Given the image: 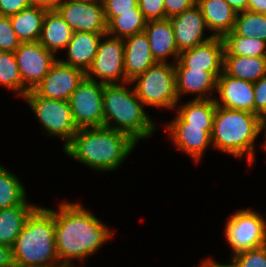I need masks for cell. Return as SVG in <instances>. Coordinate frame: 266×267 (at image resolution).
<instances>
[{"label":"cell","instance_id":"obj_12","mask_svg":"<svg viewBox=\"0 0 266 267\" xmlns=\"http://www.w3.org/2000/svg\"><path fill=\"white\" fill-rule=\"evenodd\" d=\"M56 10L73 32H107V23L101 0H61Z\"/></svg>","mask_w":266,"mask_h":267},{"label":"cell","instance_id":"obj_37","mask_svg":"<svg viewBox=\"0 0 266 267\" xmlns=\"http://www.w3.org/2000/svg\"><path fill=\"white\" fill-rule=\"evenodd\" d=\"M254 85V114L259 117L266 115V76L253 83Z\"/></svg>","mask_w":266,"mask_h":267},{"label":"cell","instance_id":"obj_16","mask_svg":"<svg viewBox=\"0 0 266 267\" xmlns=\"http://www.w3.org/2000/svg\"><path fill=\"white\" fill-rule=\"evenodd\" d=\"M216 92L220 97V100L214 97L217 106L254 113L253 82L231 77L223 71L217 78Z\"/></svg>","mask_w":266,"mask_h":267},{"label":"cell","instance_id":"obj_25","mask_svg":"<svg viewBox=\"0 0 266 267\" xmlns=\"http://www.w3.org/2000/svg\"><path fill=\"white\" fill-rule=\"evenodd\" d=\"M46 11V8L40 6H30L9 16L15 34L21 43L39 41Z\"/></svg>","mask_w":266,"mask_h":267},{"label":"cell","instance_id":"obj_10","mask_svg":"<svg viewBox=\"0 0 266 267\" xmlns=\"http://www.w3.org/2000/svg\"><path fill=\"white\" fill-rule=\"evenodd\" d=\"M104 35L98 44L97 54L91 67L87 70L86 78L96 81L94 76L100 78L104 85L121 84L120 80L129 83L124 69V42L122 38ZM93 75V76H92ZM119 82V83H118Z\"/></svg>","mask_w":266,"mask_h":267},{"label":"cell","instance_id":"obj_23","mask_svg":"<svg viewBox=\"0 0 266 267\" xmlns=\"http://www.w3.org/2000/svg\"><path fill=\"white\" fill-rule=\"evenodd\" d=\"M175 71L176 93L179 100L182 97L180 95L185 93L197 94L195 99H210L209 95L216 90L217 79L210 72L188 68H175Z\"/></svg>","mask_w":266,"mask_h":267},{"label":"cell","instance_id":"obj_21","mask_svg":"<svg viewBox=\"0 0 266 267\" xmlns=\"http://www.w3.org/2000/svg\"><path fill=\"white\" fill-rule=\"evenodd\" d=\"M196 4L214 37H223L233 30L237 12L225 0H197Z\"/></svg>","mask_w":266,"mask_h":267},{"label":"cell","instance_id":"obj_5","mask_svg":"<svg viewBox=\"0 0 266 267\" xmlns=\"http://www.w3.org/2000/svg\"><path fill=\"white\" fill-rule=\"evenodd\" d=\"M124 84L104 85V126L128 134L134 141L150 137L155 130L153 122L134 88ZM115 123V125H114Z\"/></svg>","mask_w":266,"mask_h":267},{"label":"cell","instance_id":"obj_1","mask_svg":"<svg viewBox=\"0 0 266 267\" xmlns=\"http://www.w3.org/2000/svg\"><path fill=\"white\" fill-rule=\"evenodd\" d=\"M58 208L54 210L55 242L63 267H74L73 259L84 260L112 237L108 227L80 203L63 201Z\"/></svg>","mask_w":266,"mask_h":267},{"label":"cell","instance_id":"obj_18","mask_svg":"<svg viewBox=\"0 0 266 267\" xmlns=\"http://www.w3.org/2000/svg\"><path fill=\"white\" fill-rule=\"evenodd\" d=\"M123 42L125 75L130 82L157 62L152 56L149 39L145 32L128 36L123 39Z\"/></svg>","mask_w":266,"mask_h":267},{"label":"cell","instance_id":"obj_24","mask_svg":"<svg viewBox=\"0 0 266 267\" xmlns=\"http://www.w3.org/2000/svg\"><path fill=\"white\" fill-rule=\"evenodd\" d=\"M27 200L22 205L0 209V244L12 247L31 213L37 208Z\"/></svg>","mask_w":266,"mask_h":267},{"label":"cell","instance_id":"obj_41","mask_svg":"<svg viewBox=\"0 0 266 267\" xmlns=\"http://www.w3.org/2000/svg\"><path fill=\"white\" fill-rule=\"evenodd\" d=\"M247 11L266 14V0H248Z\"/></svg>","mask_w":266,"mask_h":267},{"label":"cell","instance_id":"obj_45","mask_svg":"<svg viewBox=\"0 0 266 267\" xmlns=\"http://www.w3.org/2000/svg\"><path fill=\"white\" fill-rule=\"evenodd\" d=\"M263 130L265 131L264 135H265V144L263 146V144L261 143L263 149L266 151V115L261 117V132H263Z\"/></svg>","mask_w":266,"mask_h":267},{"label":"cell","instance_id":"obj_14","mask_svg":"<svg viewBox=\"0 0 266 267\" xmlns=\"http://www.w3.org/2000/svg\"><path fill=\"white\" fill-rule=\"evenodd\" d=\"M224 43L222 37H213L203 44L179 53L175 68L210 72L216 79L223 72Z\"/></svg>","mask_w":266,"mask_h":267},{"label":"cell","instance_id":"obj_9","mask_svg":"<svg viewBox=\"0 0 266 267\" xmlns=\"http://www.w3.org/2000/svg\"><path fill=\"white\" fill-rule=\"evenodd\" d=\"M104 84L86 77L70 96L72 117L78 129L104 126Z\"/></svg>","mask_w":266,"mask_h":267},{"label":"cell","instance_id":"obj_30","mask_svg":"<svg viewBox=\"0 0 266 267\" xmlns=\"http://www.w3.org/2000/svg\"><path fill=\"white\" fill-rule=\"evenodd\" d=\"M26 200L19 178L0 164V209L22 205Z\"/></svg>","mask_w":266,"mask_h":267},{"label":"cell","instance_id":"obj_31","mask_svg":"<svg viewBox=\"0 0 266 267\" xmlns=\"http://www.w3.org/2000/svg\"><path fill=\"white\" fill-rule=\"evenodd\" d=\"M236 35L266 42V14L239 12L232 30Z\"/></svg>","mask_w":266,"mask_h":267},{"label":"cell","instance_id":"obj_34","mask_svg":"<svg viewBox=\"0 0 266 267\" xmlns=\"http://www.w3.org/2000/svg\"><path fill=\"white\" fill-rule=\"evenodd\" d=\"M21 44L9 16L0 15V51L14 52Z\"/></svg>","mask_w":266,"mask_h":267},{"label":"cell","instance_id":"obj_28","mask_svg":"<svg viewBox=\"0 0 266 267\" xmlns=\"http://www.w3.org/2000/svg\"><path fill=\"white\" fill-rule=\"evenodd\" d=\"M224 56L266 57V42L236 35L233 31L223 37Z\"/></svg>","mask_w":266,"mask_h":267},{"label":"cell","instance_id":"obj_40","mask_svg":"<svg viewBox=\"0 0 266 267\" xmlns=\"http://www.w3.org/2000/svg\"><path fill=\"white\" fill-rule=\"evenodd\" d=\"M0 267H15L12 248L0 244Z\"/></svg>","mask_w":266,"mask_h":267},{"label":"cell","instance_id":"obj_39","mask_svg":"<svg viewBox=\"0 0 266 267\" xmlns=\"http://www.w3.org/2000/svg\"><path fill=\"white\" fill-rule=\"evenodd\" d=\"M30 6L29 0H0V15L12 16Z\"/></svg>","mask_w":266,"mask_h":267},{"label":"cell","instance_id":"obj_11","mask_svg":"<svg viewBox=\"0 0 266 267\" xmlns=\"http://www.w3.org/2000/svg\"><path fill=\"white\" fill-rule=\"evenodd\" d=\"M14 54L24 84V96L35 89L58 59L39 42L21 43Z\"/></svg>","mask_w":266,"mask_h":267},{"label":"cell","instance_id":"obj_3","mask_svg":"<svg viewBox=\"0 0 266 267\" xmlns=\"http://www.w3.org/2000/svg\"><path fill=\"white\" fill-rule=\"evenodd\" d=\"M11 248L15 267H63L56 249L54 210L38 206Z\"/></svg>","mask_w":266,"mask_h":267},{"label":"cell","instance_id":"obj_42","mask_svg":"<svg viewBox=\"0 0 266 267\" xmlns=\"http://www.w3.org/2000/svg\"><path fill=\"white\" fill-rule=\"evenodd\" d=\"M61 0H29L31 6H40L47 10L56 9Z\"/></svg>","mask_w":266,"mask_h":267},{"label":"cell","instance_id":"obj_15","mask_svg":"<svg viewBox=\"0 0 266 267\" xmlns=\"http://www.w3.org/2000/svg\"><path fill=\"white\" fill-rule=\"evenodd\" d=\"M174 32L175 43L179 52L191 49L207 42L214 35L204 36L207 28L205 19L197 4L180 14L169 18ZM204 38V39H203Z\"/></svg>","mask_w":266,"mask_h":267},{"label":"cell","instance_id":"obj_32","mask_svg":"<svg viewBox=\"0 0 266 267\" xmlns=\"http://www.w3.org/2000/svg\"><path fill=\"white\" fill-rule=\"evenodd\" d=\"M0 84L24 98V84L14 52L0 51Z\"/></svg>","mask_w":266,"mask_h":267},{"label":"cell","instance_id":"obj_29","mask_svg":"<svg viewBox=\"0 0 266 267\" xmlns=\"http://www.w3.org/2000/svg\"><path fill=\"white\" fill-rule=\"evenodd\" d=\"M147 20L144 18L140 8H134V12L122 13L115 16L107 24L106 35L115 38H126L144 32Z\"/></svg>","mask_w":266,"mask_h":267},{"label":"cell","instance_id":"obj_17","mask_svg":"<svg viewBox=\"0 0 266 267\" xmlns=\"http://www.w3.org/2000/svg\"><path fill=\"white\" fill-rule=\"evenodd\" d=\"M167 130L177 148L190 155L196 162L199 161L209 145L213 146L209 132L204 131L203 127L188 126L178 114L166 125Z\"/></svg>","mask_w":266,"mask_h":267},{"label":"cell","instance_id":"obj_8","mask_svg":"<svg viewBox=\"0 0 266 267\" xmlns=\"http://www.w3.org/2000/svg\"><path fill=\"white\" fill-rule=\"evenodd\" d=\"M226 240L235 254L266 245V221L249 208L231 214L225 224Z\"/></svg>","mask_w":266,"mask_h":267},{"label":"cell","instance_id":"obj_35","mask_svg":"<svg viewBox=\"0 0 266 267\" xmlns=\"http://www.w3.org/2000/svg\"><path fill=\"white\" fill-rule=\"evenodd\" d=\"M103 4L104 16L108 24L115 16L122 13L134 12L138 6V0H101Z\"/></svg>","mask_w":266,"mask_h":267},{"label":"cell","instance_id":"obj_26","mask_svg":"<svg viewBox=\"0 0 266 267\" xmlns=\"http://www.w3.org/2000/svg\"><path fill=\"white\" fill-rule=\"evenodd\" d=\"M223 71L254 83L266 76V57L224 56Z\"/></svg>","mask_w":266,"mask_h":267},{"label":"cell","instance_id":"obj_22","mask_svg":"<svg viewBox=\"0 0 266 267\" xmlns=\"http://www.w3.org/2000/svg\"><path fill=\"white\" fill-rule=\"evenodd\" d=\"M73 31L56 9L46 11L39 43L53 54L66 49Z\"/></svg>","mask_w":266,"mask_h":267},{"label":"cell","instance_id":"obj_27","mask_svg":"<svg viewBox=\"0 0 266 267\" xmlns=\"http://www.w3.org/2000/svg\"><path fill=\"white\" fill-rule=\"evenodd\" d=\"M215 100L192 99L179 106L177 114L188 126L203 127L204 131L212 133L213 118L216 111Z\"/></svg>","mask_w":266,"mask_h":267},{"label":"cell","instance_id":"obj_6","mask_svg":"<svg viewBox=\"0 0 266 267\" xmlns=\"http://www.w3.org/2000/svg\"><path fill=\"white\" fill-rule=\"evenodd\" d=\"M134 90L144 105L173 109L177 106L176 71L173 64L156 63L145 73L136 76Z\"/></svg>","mask_w":266,"mask_h":267},{"label":"cell","instance_id":"obj_44","mask_svg":"<svg viewBox=\"0 0 266 267\" xmlns=\"http://www.w3.org/2000/svg\"><path fill=\"white\" fill-rule=\"evenodd\" d=\"M200 267H237V265L233 262L231 259V263L229 264H221L218 262L213 261V259H206L203 261V263L200 265Z\"/></svg>","mask_w":266,"mask_h":267},{"label":"cell","instance_id":"obj_4","mask_svg":"<svg viewBox=\"0 0 266 267\" xmlns=\"http://www.w3.org/2000/svg\"><path fill=\"white\" fill-rule=\"evenodd\" d=\"M261 133V117L257 114L216 107L212 127V145L221 150L242 158L247 156L250 165L255 160V140Z\"/></svg>","mask_w":266,"mask_h":267},{"label":"cell","instance_id":"obj_38","mask_svg":"<svg viewBox=\"0 0 266 267\" xmlns=\"http://www.w3.org/2000/svg\"><path fill=\"white\" fill-rule=\"evenodd\" d=\"M166 19L186 11L197 3V0H163Z\"/></svg>","mask_w":266,"mask_h":267},{"label":"cell","instance_id":"obj_43","mask_svg":"<svg viewBox=\"0 0 266 267\" xmlns=\"http://www.w3.org/2000/svg\"><path fill=\"white\" fill-rule=\"evenodd\" d=\"M237 13L247 11L248 0H225Z\"/></svg>","mask_w":266,"mask_h":267},{"label":"cell","instance_id":"obj_33","mask_svg":"<svg viewBox=\"0 0 266 267\" xmlns=\"http://www.w3.org/2000/svg\"><path fill=\"white\" fill-rule=\"evenodd\" d=\"M231 259L237 267H266V245L239 252Z\"/></svg>","mask_w":266,"mask_h":267},{"label":"cell","instance_id":"obj_20","mask_svg":"<svg viewBox=\"0 0 266 267\" xmlns=\"http://www.w3.org/2000/svg\"><path fill=\"white\" fill-rule=\"evenodd\" d=\"M104 35L106 33L73 32L66 47L67 59L61 61L86 73L93 63L99 41Z\"/></svg>","mask_w":266,"mask_h":267},{"label":"cell","instance_id":"obj_7","mask_svg":"<svg viewBox=\"0 0 266 267\" xmlns=\"http://www.w3.org/2000/svg\"><path fill=\"white\" fill-rule=\"evenodd\" d=\"M23 99L35 112L45 131L48 132L47 135L65 139L64 148L78 130L69 102L40 97L33 90L29 91Z\"/></svg>","mask_w":266,"mask_h":267},{"label":"cell","instance_id":"obj_13","mask_svg":"<svg viewBox=\"0 0 266 267\" xmlns=\"http://www.w3.org/2000/svg\"><path fill=\"white\" fill-rule=\"evenodd\" d=\"M85 77L84 71L69 66L58 58L33 91L40 97L68 101Z\"/></svg>","mask_w":266,"mask_h":267},{"label":"cell","instance_id":"obj_2","mask_svg":"<svg viewBox=\"0 0 266 267\" xmlns=\"http://www.w3.org/2000/svg\"><path fill=\"white\" fill-rule=\"evenodd\" d=\"M136 143L128 134L105 126L81 128L63 150L81 164L104 172L117 169Z\"/></svg>","mask_w":266,"mask_h":267},{"label":"cell","instance_id":"obj_19","mask_svg":"<svg viewBox=\"0 0 266 267\" xmlns=\"http://www.w3.org/2000/svg\"><path fill=\"white\" fill-rule=\"evenodd\" d=\"M144 32L148 36L151 53L156 62L166 63V58L171 55L174 56L175 62L178 60L180 52L169 18L147 21Z\"/></svg>","mask_w":266,"mask_h":267},{"label":"cell","instance_id":"obj_36","mask_svg":"<svg viewBox=\"0 0 266 267\" xmlns=\"http://www.w3.org/2000/svg\"><path fill=\"white\" fill-rule=\"evenodd\" d=\"M138 7L147 21L166 19L163 0H138Z\"/></svg>","mask_w":266,"mask_h":267}]
</instances>
